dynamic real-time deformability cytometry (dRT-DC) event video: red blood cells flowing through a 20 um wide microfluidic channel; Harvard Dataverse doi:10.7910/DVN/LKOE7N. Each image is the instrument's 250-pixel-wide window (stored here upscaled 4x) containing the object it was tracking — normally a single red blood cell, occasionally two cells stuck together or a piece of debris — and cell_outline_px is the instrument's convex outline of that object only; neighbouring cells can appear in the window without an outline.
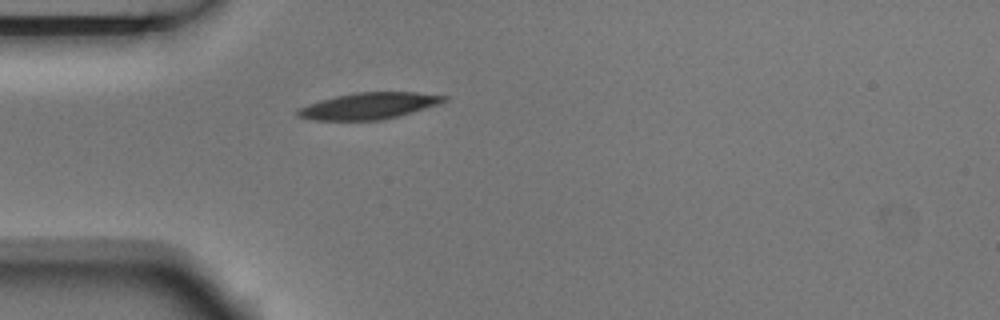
{"species": "Egyptian fruit bat (a non-hibernating species)", "species_latin": "Rousettus aegyptiacus", "temperature_condition": "room temperature", "stored_images_in_passage": 1, "camera_frame_rate_fps": 3000, "um_per_image_px": 0.085, "animal": {"sex": "male"}, "frame": {"image": 1, "passage_image": 1, "time_ms": 0.0, "image_size_px": [1000, 320], "cell_outline_px": [[448, 100], [412, 112], [380, 120], [316, 120], [296, 116], [296, 112], [300, 108], [308, 104], [336, 96], [356, 92], [416, 92], [448, 96]], "centroid_in_image_um": [31.35, 8.99], "position_along_channel_um": 53.7, "area_um2": 22.2}}